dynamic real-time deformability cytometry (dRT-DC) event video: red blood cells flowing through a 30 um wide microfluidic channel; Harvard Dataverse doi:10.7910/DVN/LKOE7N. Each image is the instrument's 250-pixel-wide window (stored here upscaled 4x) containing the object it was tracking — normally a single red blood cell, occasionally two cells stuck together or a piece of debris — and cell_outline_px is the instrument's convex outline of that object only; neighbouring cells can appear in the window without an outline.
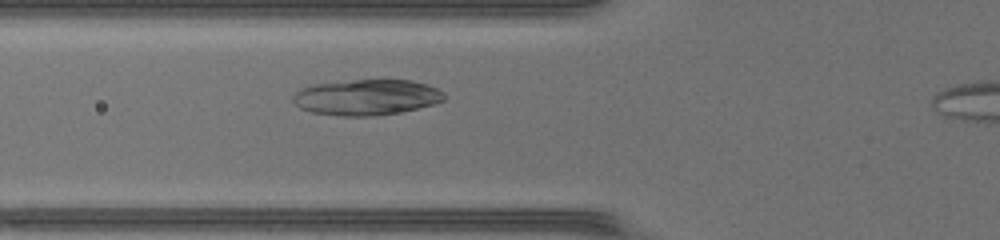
{"species": "common noctule bat (a hibernating species)", "species_latin": "Nyctalus noctula", "temperature_condition": "warm", "stored_images_in_passage": 35, "camera_frame_rate_fps": 3000, "um_per_image_px": 0.085, "animal": {"sex": "female", "body_mass_g": 17.0, "forearm_length_mm": 48.0}, "frame": {"image": 1, "passage_image": 10, "time_ms": 3.0, "image_size_px": [1000, 240], "cell_outline_px": [[444, 100], [436, 104], [400, 112], [372, 116], [340, 116], [312, 112], [300, 108], [292, 100], [292, 96], [300, 88], [308, 84], [356, 80], [412, 80], [428, 84], [444, 92]], "centroid_in_image_um": [31.15, 8.26], "position_along_channel_um": 94.7, "area_um2": 31.73}}
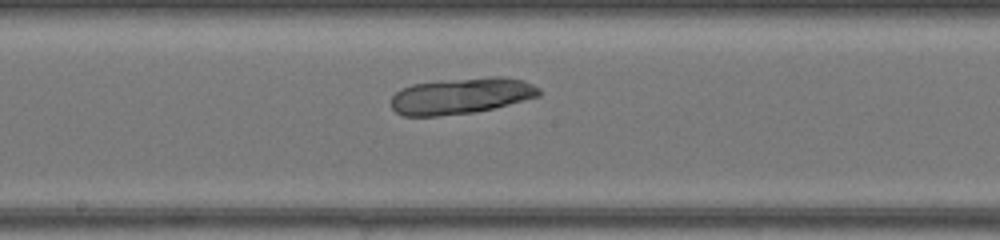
{"frame": {"image": 2, "passage_image": 18, "time_ms": 5.667, "image_size_px": [1000, 240], "cell_outline_px": [[540, 96], [476, 112], [436, 116], [404, 116], [396, 112], [392, 108], [392, 96], [400, 88], [412, 84], [488, 76], [504, 76], [524, 80], [540, 88]], "centroid_in_image_um": [39.21, 8.14], "position_along_channel_um": 209.0, "area_um2": 31.15}}
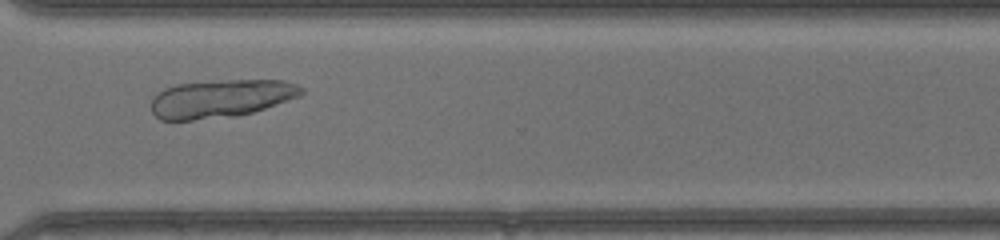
{"frame": {"image": 3, "passage_image": 28, "time_ms": 9.0, "image_size_px": [1000, 240], "cell_outline_px": [[304, 92], [300, 96], [252, 112], [236, 116], [192, 120], [160, 120], [152, 112], [152, 100], [164, 88], [176, 84], [228, 80], [284, 80], [296, 84], [304, 88]], "centroid_in_image_um": [18.79, 8.38], "position_along_channel_um": 351.8, "area_um2": 33.06}}